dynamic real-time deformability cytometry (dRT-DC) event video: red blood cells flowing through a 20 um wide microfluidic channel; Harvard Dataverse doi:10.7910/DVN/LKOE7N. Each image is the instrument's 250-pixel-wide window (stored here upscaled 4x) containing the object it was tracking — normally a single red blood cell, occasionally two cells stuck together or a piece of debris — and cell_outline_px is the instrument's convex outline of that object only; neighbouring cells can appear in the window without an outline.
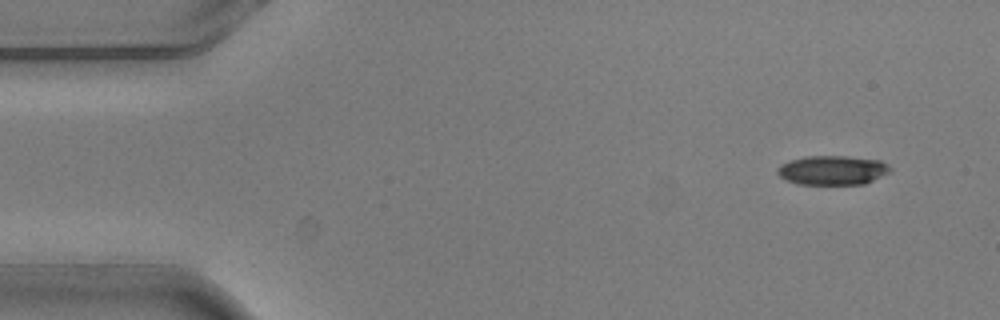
{"species": "common noctule bat (a hibernating species)", "species_latin": "Nyctalus noctula", "temperature_condition": "warm", "stored_images_in_passage": 6, "camera_frame_rate_fps": 3000, "um_per_image_px": 0.085, "animal": {"sex": "male", "body_mass_g": 20.5, "forearm_length_mm": 52.5}, "frame": {"image": 1, "passage_image": 1, "time_ms": 0.0, "image_size_px": [1000, 320], "cell_outline_px": [[892, 172], [864, 184], [796, 184], [784, 180], [776, 172], [776, 168], [780, 164], [804, 156], [844, 156], [880, 160], [888, 164], [892, 168]], "centroid_in_image_um": [70.76, 14.47], "position_along_channel_um": 14.2, "area_um2": 19.48}}
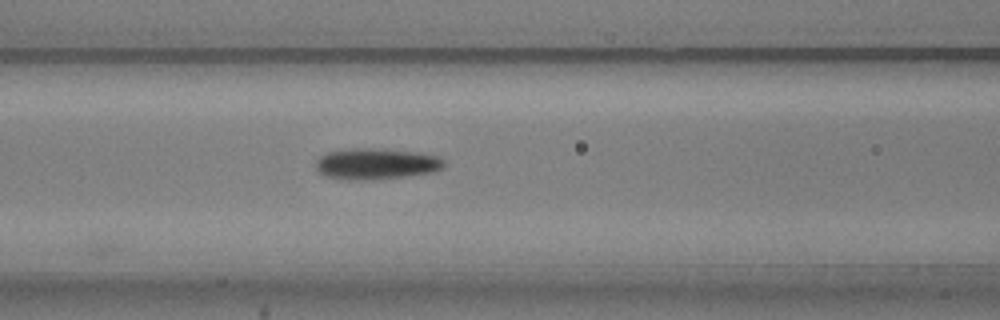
{"frame": {"image": 2, "passage_image": 6, "time_ms": 1.667, "image_size_px": [1000, 320], "cell_outline_px": [[444, 168], [432, 172], [404, 176], [360, 180], [348, 180], [328, 176], [320, 172], [316, 168], [316, 160], [320, 156], [328, 152], [352, 148], [384, 148], [416, 152], [440, 156], [444, 160]], "centroid_in_image_um": [32.0, 13.9], "position_along_channel_um": 134.6, "area_um2": 23.18}}